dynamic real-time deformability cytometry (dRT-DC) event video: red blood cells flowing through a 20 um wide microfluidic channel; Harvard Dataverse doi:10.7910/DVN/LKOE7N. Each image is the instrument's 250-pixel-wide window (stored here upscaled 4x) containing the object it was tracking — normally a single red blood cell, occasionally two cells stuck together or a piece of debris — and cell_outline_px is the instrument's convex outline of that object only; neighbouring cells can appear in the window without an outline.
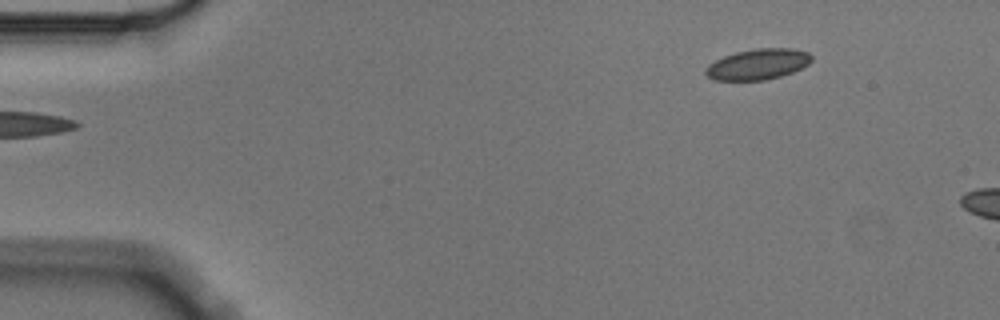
{"species": "Egyptian fruit bat (a non-hibernating species)", "species_latin": "Rousettus aegyptiacus", "temperature_condition": "cold", "stored_images_in_passage": 3, "segment_of_instrument_passage": [2, 2], "camera_frame_rate_fps": 3000, "um_per_image_px": 0.085, "animal": {"sex": "male"}, "frame": {"image": 1, "passage_image": 3, "time_ms": 0.667, "image_size_px": [1000, 320], "cell_outline_px": [[812, 60], [808, 64], [792, 72], [780, 76], [764, 80], [712, 80], [704, 72], [704, 68], [708, 64], [724, 56], [736, 52], [756, 48], [796, 48], [808, 52], [812, 56]], "centroid_in_image_um": [64.41, 5.45], "position_along_channel_um": 20.6, "area_um2": 19.02}}